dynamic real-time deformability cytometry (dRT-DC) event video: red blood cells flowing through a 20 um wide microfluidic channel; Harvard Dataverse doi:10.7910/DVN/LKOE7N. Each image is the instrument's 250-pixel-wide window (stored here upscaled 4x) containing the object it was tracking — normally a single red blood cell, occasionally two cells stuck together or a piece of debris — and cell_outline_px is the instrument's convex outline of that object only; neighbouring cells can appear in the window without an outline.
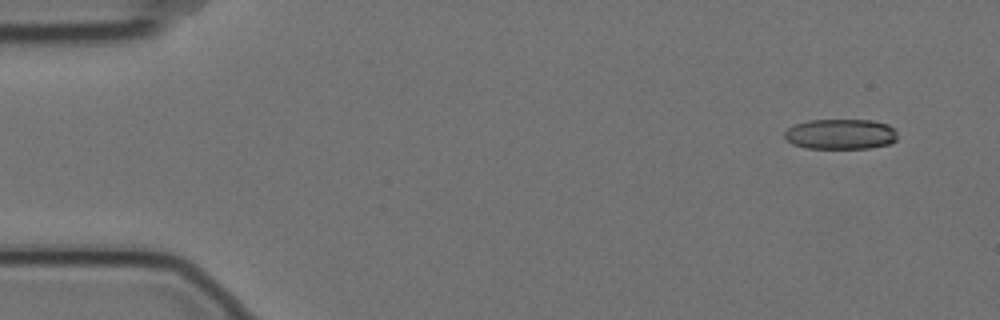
{"species": "Egyptian fruit bat (a non-hibernating species)", "species_latin": "Rousettus aegyptiacus", "temperature_condition": "cold", "stored_images_in_passage": 6, "camera_frame_rate_fps": 3000, "um_per_image_px": 0.085, "animal": {"sex": "female"}, "frame": {"image": 1, "passage_image": 1, "time_ms": 0.0, "image_size_px": [1000, 320], "cell_outline_px": [[896, 140], [892, 144], [868, 148], [804, 148], [792, 144], [784, 136], [784, 132], [788, 128], [796, 124], [808, 120], [872, 120], [888, 124], [896, 132]], "centroid_in_image_um": [71.45, 11.4], "position_along_channel_um": 13.5, "area_um2": 20.0}}